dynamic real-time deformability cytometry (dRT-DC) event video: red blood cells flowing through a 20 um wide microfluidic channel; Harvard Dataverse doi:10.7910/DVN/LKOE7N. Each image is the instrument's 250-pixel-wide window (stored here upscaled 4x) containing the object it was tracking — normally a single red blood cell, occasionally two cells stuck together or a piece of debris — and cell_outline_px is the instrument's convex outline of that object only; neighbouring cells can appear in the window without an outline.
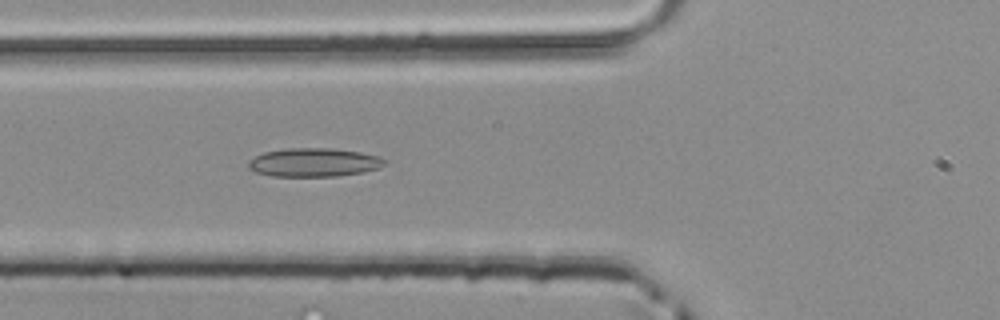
{"species": "common noctule bat (a hibernating species)", "species_latin": "Nyctalus noctula", "temperature_condition": "room temperature", "stored_images_in_passage": 40, "camera_frame_rate_fps": 3000, "um_per_image_px": 0.085, "animal": {"sex": "male", "body_mass_g": 20.4}, "frame": {"image": 1, "passage_image": 9, "time_ms": 2.667, "image_size_px": [1000, 320], "cell_outline_px": [[388, 160], [384, 164], [376, 168], [364, 172], [336, 176], [272, 176], [256, 172], [248, 168], [248, 164], [256, 156], [264, 152], [288, 148], [332, 148], [360, 152], [380, 156]], "centroid_in_image_um": [26.71, 13.8], "position_along_channel_um": 99.1, "area_um2": 22.6}}
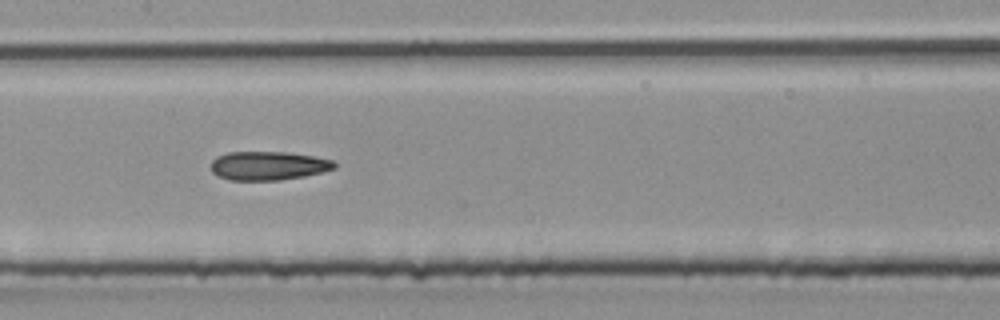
{"frame": {"image": 2, "passage_image": 15, "time_ms": 4.667, "image_size_px": [1000, 320], "cell_outline_px": [[336, 168], [324, 172], [304, 176], [280, 180], [228, 180], [212, 172], [212, 160], [216, 156], [228, 152], [288, 152], [336, 160]], "centroid_in_image_um": [22.84, 14.08], "position_along_channel_um": 184.6, "area_um2": 20.81}}
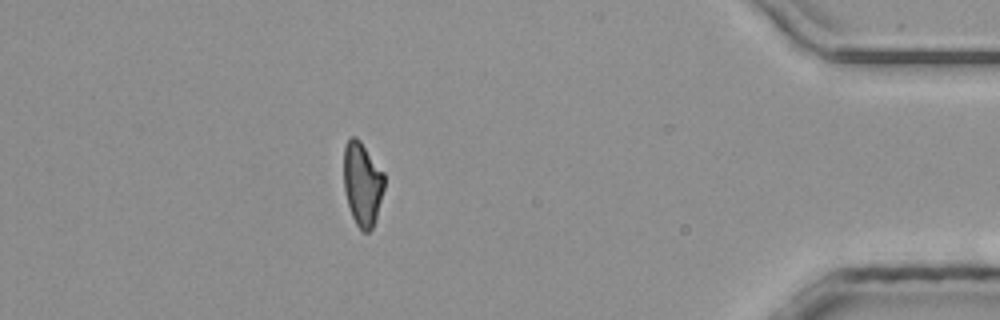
{"frame": {"image": 3, "passage_image": 34, "time_ms": 11.0, "image_size_px": [1000, 320], "cell_outline_px": [[384, 188], [376, 216], [372, 228], [368, 232], [364, 232], [356, 224], [352, 216], [344, 192], [344, 148], [348, 140], [352, 136], [356, 136], [360, 140], [384, 172]], "centroid_in_image_um": [30.79, 15.6], "position_along_channel_um": 404.4, "area_um2": 19.65}}